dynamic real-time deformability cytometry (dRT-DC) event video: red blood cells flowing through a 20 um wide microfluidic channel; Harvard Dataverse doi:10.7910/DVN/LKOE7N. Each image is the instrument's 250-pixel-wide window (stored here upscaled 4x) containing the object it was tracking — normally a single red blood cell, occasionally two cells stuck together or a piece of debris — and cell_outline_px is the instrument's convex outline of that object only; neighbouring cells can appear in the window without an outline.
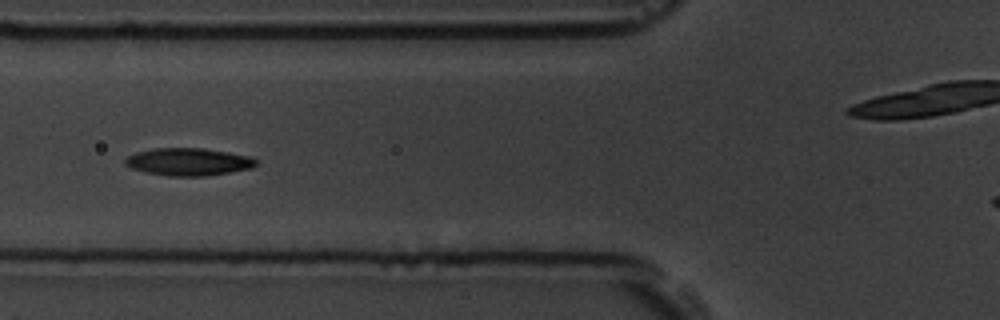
{"species": "common noctule bat (a hibernating species)", "species_latin": "Nyctalus noctula", "temperature_condition": "room temperature", "stored_images_in_passage": 11, "camera_frame_rate_fps": 3000, "um_per_image_px": 0.085, "animal": {"sex": "male", "body_mass_g": 19.5, "forearm_length_mm": 54.6}, "frame": {"image": 1, "passage_image": 7, "time_ms": 7.0, "image_size_px": [1000, 320], "cell_outline_px": [[256, 164], [252, 168], [232, 172], [204, 176], [168, 176], [144, 172], [132, 168], [124, 164], [124, 160], [128, 156], [136, 152], [156, 148], [204, 148], [248, 156], [256, 160]], "centroid_in_image_um": [15.99, 13.76], "position_along_channel_um": 109.8, "area_um2": 20.92}}
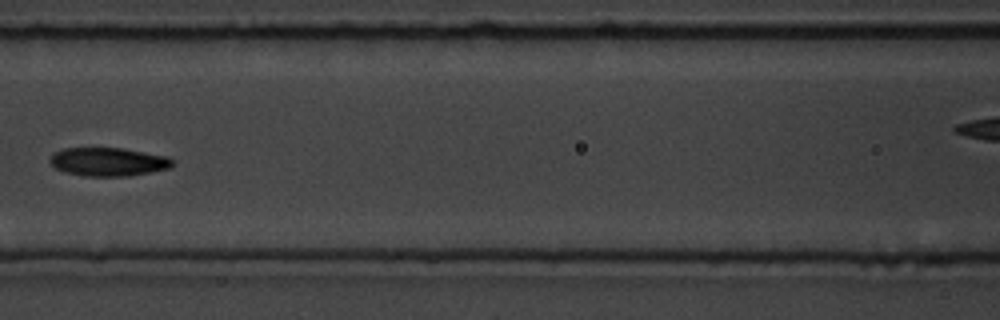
{"frame": {"image": 2, "passage_image": 8, "time_ms": 8.333, "image_size_px": [1000, 320], "cell_outline_px": [[172, 168], [152, 172], [128, 176], [84, 176], [64, 172], [56, 168], [48, 160], [56, 152], [64, 148], [120, 148], [168, 156], [172, 160]], "centroid_in_image_um": [9.22, 13.76], "position_along_channel_um": 157.4, "area_um2": 20.29}}